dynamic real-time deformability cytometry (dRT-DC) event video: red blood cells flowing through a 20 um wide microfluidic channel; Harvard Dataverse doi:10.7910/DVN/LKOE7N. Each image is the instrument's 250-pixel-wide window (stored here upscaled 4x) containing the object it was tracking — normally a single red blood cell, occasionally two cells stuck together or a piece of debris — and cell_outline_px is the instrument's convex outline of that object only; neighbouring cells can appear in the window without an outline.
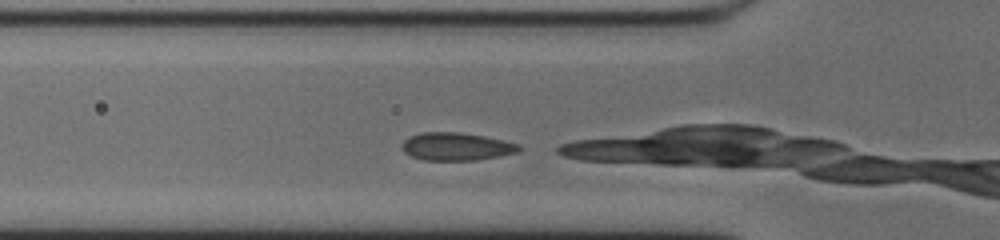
{"species": "common noctule bat (a hibernating species)", "species_latin": "Nyctalus noctula", "temperature_condition": "cold", "stored_images_in_passage": 26, "camera_frame_rate_fps": 3000, "um_per_image_px": 0.085, "animal": {"sex": "male", "body_mass_g": 20.0, "forearm_length_mm": 53.3}, "frame": {"image": 1, "passage_image": 2, "time_ms": 0.333, "image_size_px": [1000, 240], "cell_outline_px": [[524, 148], [520, 152], [500, 156], [476, 160], [424, 160], [412, 156], [404, 152], [400, 148], [404, 140], [408, 136], [420, 132], [460, 132], [484, 136], [504, 140], [516, 144]], "centroid_in_image_um": [38.79, 12.45], "position_along_channel_um": 87.0, "area_um2": 19.19}}
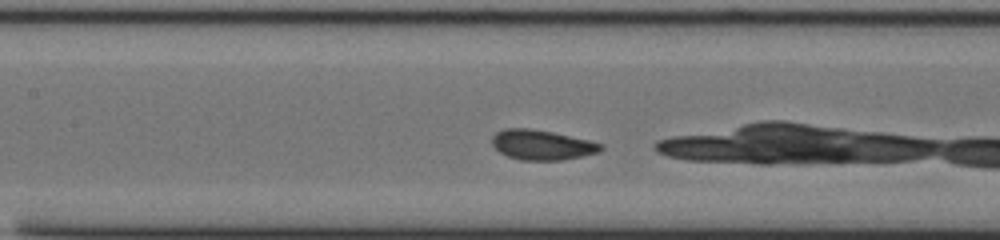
{"frame": {"image": 2, "passage_image": 8, "time_ms": 2.333, "image_size_px": [1000, 240], "cell_outline_px": [[604, 148], [600, 152], [560, 160], [520, 160], [508, 156], [500, 152], [492, 144], [492, 136], [496, 132], [504, 128], [528, 128], [552, 132], [588, 140], [604, 144]], "centroid_in_image_um": [46.06, 12.31], "position_along_channel_um": 161.3, "area_um2": 18.9}}
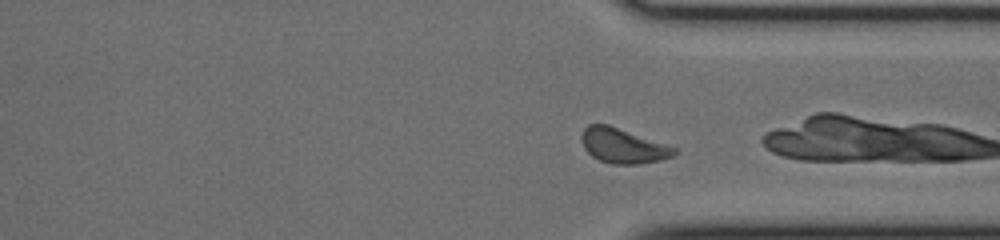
{"frame": {"image": 3, "passage_image": 24, "time_ms": 7.667, "image_size_px": [1000, 240], "cell_outline_px": [[680, 152], [672, 156], [660, 160], [640, 164], [612, 164], [600, 160], [592, 156], [584, 148], [580, 140], [580, 136], [584, 128], [588, 124], [608, 124], [680, 148]], "centroid_in_image_um": [52.99, 12.38], "position_along_channel_um": 358.4, "area_um2": 19.19}}